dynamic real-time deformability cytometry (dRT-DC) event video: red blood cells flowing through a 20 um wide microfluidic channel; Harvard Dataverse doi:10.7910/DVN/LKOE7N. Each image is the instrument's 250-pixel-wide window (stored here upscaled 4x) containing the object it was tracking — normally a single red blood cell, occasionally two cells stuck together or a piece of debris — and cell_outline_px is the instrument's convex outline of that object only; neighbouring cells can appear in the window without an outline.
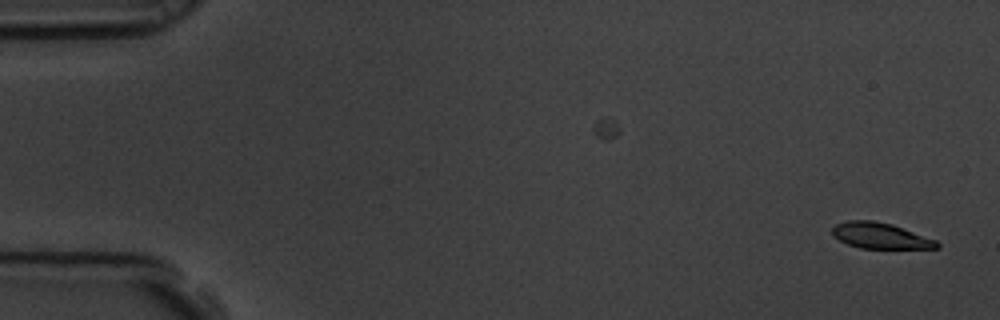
{"species": "common noctule bat (a hibernating species)", "species_latin": "Nyctalus noctula", "temperature_condition": "room temperature", "stored_images_in_passage": 3, "camera_frame_rate_fps": 3000, "um_per_image_px": 0.085, "animal": {"sex": "male", "body_mass_g": 19.5, "forearm_length_mm": 54.6}, "frame": {"image": 1, "passage_image": 3, "time_ms": 0.667, "image_size_px": [1000, 320], "cell_outline_px": [[940, 248], [860, 248], [848, 244], [832, 236], [832, 228], [836, 224], [848, 220], [872, 220], [892, 224], [936, 240], [940, 244]], "centroid_in_image_um": [74.81, 20.03], "position_along_channel_um": 10.2, "area_um2": 15.66}}